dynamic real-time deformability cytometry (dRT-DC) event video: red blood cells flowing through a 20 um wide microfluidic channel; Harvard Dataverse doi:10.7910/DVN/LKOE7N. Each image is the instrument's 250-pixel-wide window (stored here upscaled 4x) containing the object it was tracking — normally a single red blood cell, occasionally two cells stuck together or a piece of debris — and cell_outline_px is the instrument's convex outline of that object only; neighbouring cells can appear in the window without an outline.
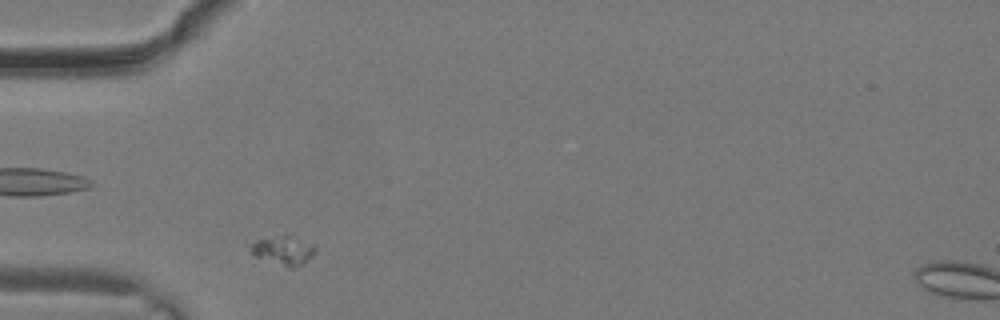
{"species": "common noctule bat (a hibernating species)", "species_latin": "Nyctalus noctula", "temperature_condition": "warm", "stored_images_in_passage": 30, "camera_frame_rate_fps": 3000, "um_per_image_px": 0.085, "animal": {"sex": "male", "body_mass_g": 19.2, "forearm_length_mm": 51.8}, "frame": {"image": 1, "passage_image": 8, "time_ms": 2.333, "image_size_px": [1000, 320], "cell_outline_px": [[316, 248], [312, 256], [296, 268], [288, 268], [256, 256], [252, 252], [252, 244], [256, 240], [288, 236], [312, 244]], "centroid_in_image_um": [24.12, 21.33], "position_along_channel_um": 60.9, "area_um2": 10.23}}
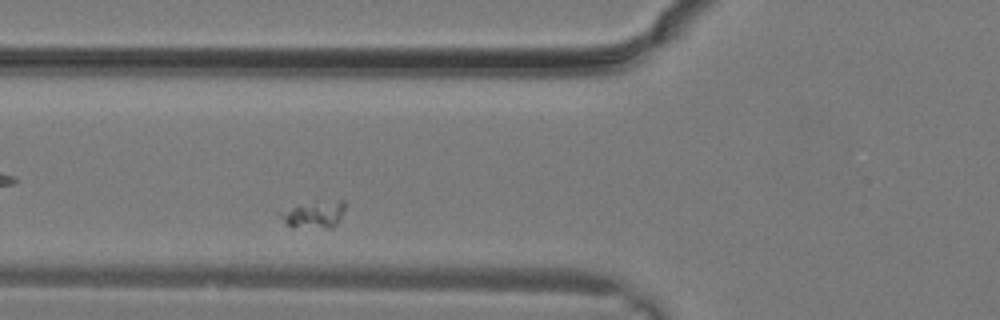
{"frame": {"image": 2, "passage_image": 10, "time_ms": 3.0, "image_size_px": [1000, 320], "cell_outline_px": [[344, 212], [336, 224], [332, 228], [292, 228], [276, 212], [300, 204], [340, 200], [344, 200]], "centroid_in_image_um": [26.67, 18.25], "position_along_channel_um": 99.1, "area_um2": 10.23}}
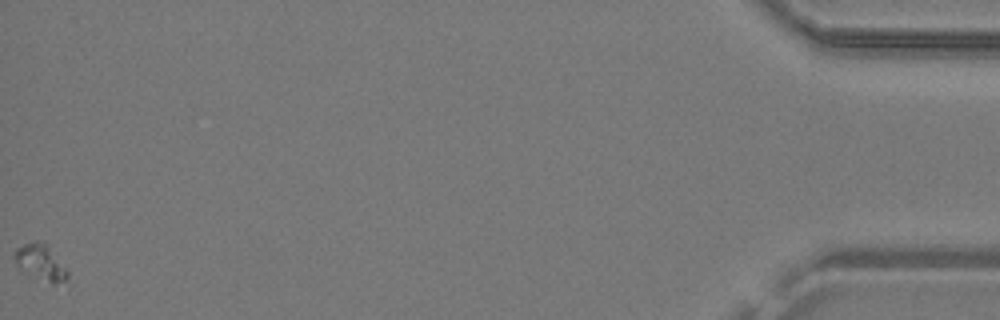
{"frame": {"image": 3, "passage_image": 30, "time_ms": 9.667, "image_size_px": [1000, 320], "cell_outline_px": [[68, 280], [56, 284], [52, 284], [20, 268], [16, 264], [12, 256], [16, 248], [24, 244], [44, 244], [48, 248], [68, 272]], "centroid_in_image_um": [3.43, 22.35], "position_along_channel_um": 431.8, "area_um2": 10.23}}